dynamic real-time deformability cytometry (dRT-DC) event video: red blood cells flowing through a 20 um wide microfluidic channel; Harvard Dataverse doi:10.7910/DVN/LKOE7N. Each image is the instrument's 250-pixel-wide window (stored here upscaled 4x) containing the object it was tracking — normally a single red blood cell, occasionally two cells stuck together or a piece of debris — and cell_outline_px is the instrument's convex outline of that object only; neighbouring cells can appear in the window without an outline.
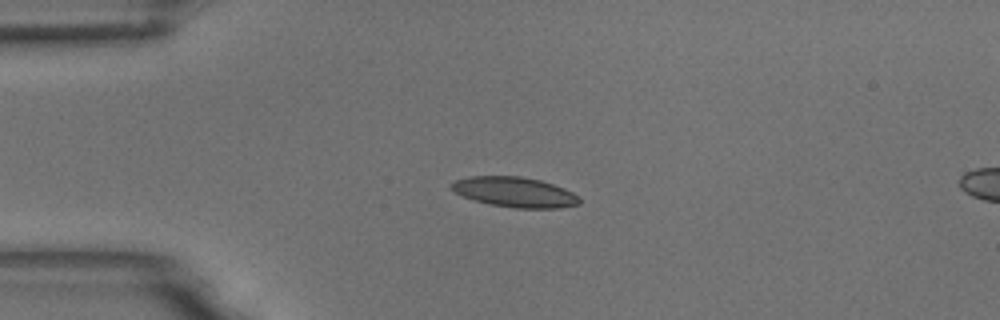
{"species": "common noctule bat (a hibernating species)", "species_latin": "Nyctalus noctula", "temperature_condition": "room temperature", "stored_images_in_passage": 5, "camera_frame_rate_fps": 3000, "um_per_image_px": 0.085, "animal": {"sex": "male", "body_mass_g": 18.8}, "frame": {"image": 1, "passage_image": 3, "time_ms": 0.667, "image_size_px": [1000, 320], "cell_outline_px": [[580, 204], [560, 208], [516, 208], [488, 204], [464, 196], [456, 192], [448, 184], [456, 180], [468, 176], [520, 176], [540, 180], [564, 188], [580, 196]], "centroid_in_image_um": [43.77, 16.33], "position_along_channel_um": 41.2, "area_um2": 22.43}}